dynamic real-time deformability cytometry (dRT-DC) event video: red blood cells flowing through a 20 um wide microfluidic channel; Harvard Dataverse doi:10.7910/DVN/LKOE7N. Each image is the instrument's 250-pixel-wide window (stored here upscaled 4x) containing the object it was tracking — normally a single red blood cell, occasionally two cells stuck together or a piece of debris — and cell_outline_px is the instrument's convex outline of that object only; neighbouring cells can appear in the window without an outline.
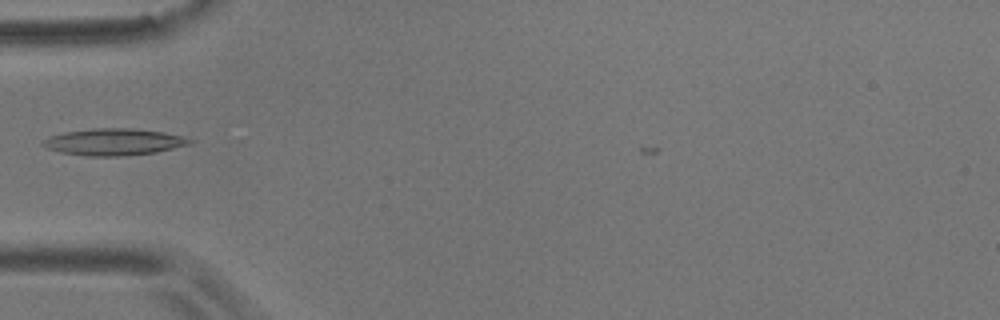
{"species": "common noctule bat (a hibernating species)", "species_latin": "Nyctalus noctula", "temperature_condition": "room temperature", "stored_images_in_passage": 3, "camera_frame_rate_fps": 3000, "um_per_image_px": 0.085, "animal": {"sex": "male", "body_mass_g": 17.9}, "frame": {"image": 1, "passage_image": 2, "time_ms": 0.333, "image_size_px": [1000, 320], "cell_outline_px": [[192, 144], [156, 152], [120, 156], [88, 156], [60, 152], [48, 148], [40, 144], [48, 136], [64, 132], [92, 128], [132, 128], [164, 132], [180, 136], [192, 140]], "centroid_in_image_um": [9.65, 12.06], "position_along_channel_um": 75.3, "area_um2": 22.83}}